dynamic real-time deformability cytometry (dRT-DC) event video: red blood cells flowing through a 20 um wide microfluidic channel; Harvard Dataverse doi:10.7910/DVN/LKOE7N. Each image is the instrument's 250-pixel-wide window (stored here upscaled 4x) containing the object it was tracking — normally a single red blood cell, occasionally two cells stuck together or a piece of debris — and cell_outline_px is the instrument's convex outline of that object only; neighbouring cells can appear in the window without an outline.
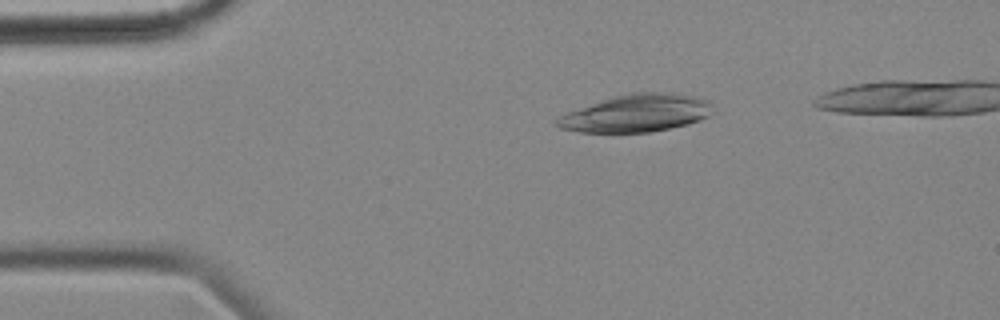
{"species": "common noctule bat (a hibernating species)", "species_latin": "Nyctalus noctula", "temperature_condition": "cold", "stored_images_in_passage": 51, "camera_frame_rate_fps": 3000, "um_per_image_px": 0.085, "animal": {"sex": "female", "body_mass_g": 18.4}, "frame": {"image": 1, "passage_image": 9, "time_ms": 2.667, "image_size_px": [1000, 320], "cell_outline_px": [[716, 104], [708, 116], [700, 120], [688, 124], [648, 132], [580, 132], [560, 128], [556, 124], [556, 120], [560, 116], [568, 112], [628, 92], [656, 92], [692, 96], [708, 100]], "centroid_in_image_um": [54.14, 9.63], "position_along_channel_um": 30.9, "area_um2": 33.52}}
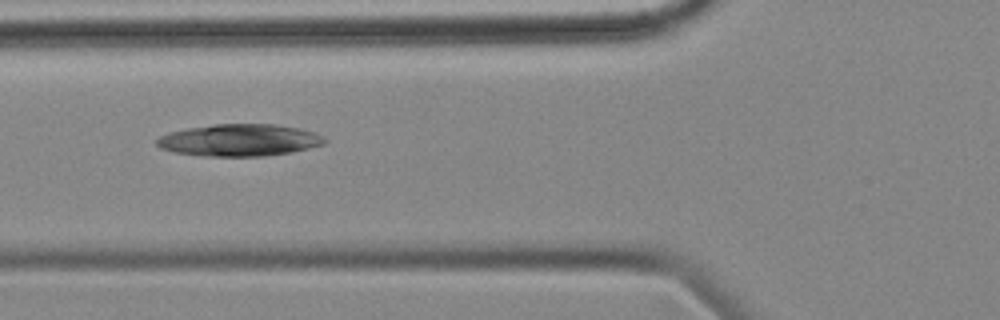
{"frame": {"image": 2, "passage_image": 19, "time_ms": 6.0, "image_size_px": [1000, 320], "cell_outline_px": [[328, 140], [324, 144], [292, 152], [264, 156], [204, 156], [176, 152], [160, 148], [156, 144], [156, 140], [160, 136], [168, 132], [188, 128], [216, 124], [276, 124], [300, 128], [324, 136]], "centroid_in_image_um": [20.36, 11.91], "position_along_channel_um": 105.4, "area_um2": 31.33}}
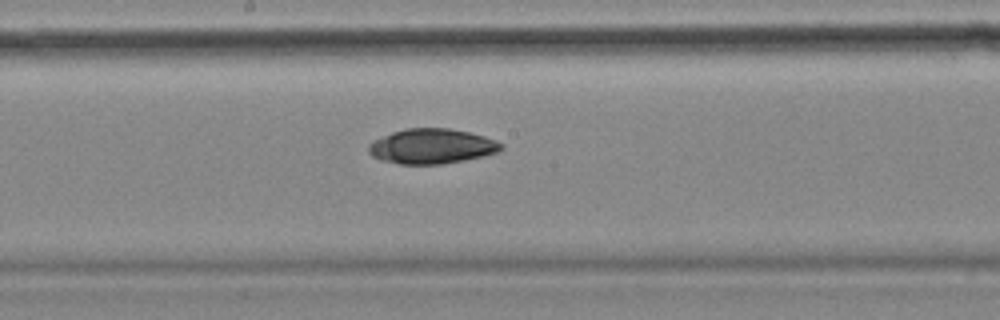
{"frame": {"image": 3, "passage_image": 28, "time_ms": 9.0, "image_size_px": [1000, 320], "cell_outline_px": [[504, 148], [496, 152], [484, 156], [444, 164], [400, 164], [380, 160], [372, 156], [368, 152], [368, 144], [372, 140], [392, 132], [408, 128], [448, 128], [468, 132], [484, 136], [496, 140], [504, 144]], "centroid_in_image_um": [36.69, 12.43], "position_along_channel_um": 211.5, "area_um2": 27.17}}